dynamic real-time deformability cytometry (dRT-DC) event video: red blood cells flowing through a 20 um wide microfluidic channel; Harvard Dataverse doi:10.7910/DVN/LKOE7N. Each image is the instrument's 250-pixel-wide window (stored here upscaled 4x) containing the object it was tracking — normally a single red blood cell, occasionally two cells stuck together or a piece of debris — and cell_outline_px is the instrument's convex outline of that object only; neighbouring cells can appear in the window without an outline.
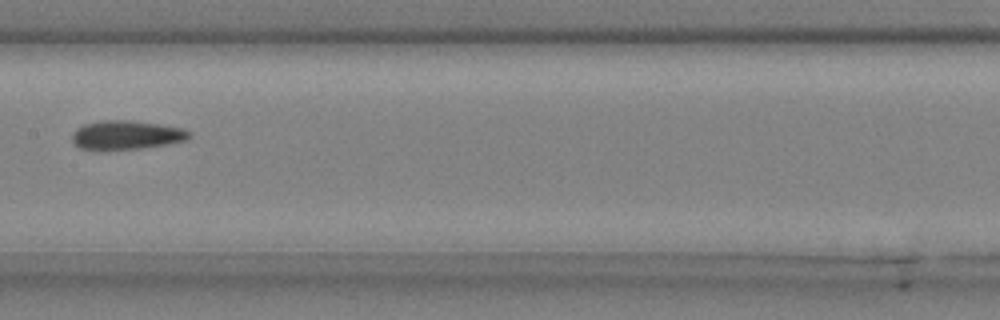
{"species": "common noctule bat (a hibernating species)", "species_latin": "Nyctalus noctula", "temperature_condition": "cold", "stored_images_in_passage": 8, "camera_frame_rate_fps": 3000, "um_per_image_px": 0.085, "animal": {"sex": "male", "body_mass_g": 20.4}, "frame": {"image": 1, "passage_image": 5, "time_ms": 1.333, "image_size_px": [1000, 320], "cell_outline_px": [[192, 136], [188, 140], [168, 144], [140, 148], [104, 152], [80, 148], [72, 140], [72, 132], [76, 128], [84, 124], [104, 120], [132, 120], [160, 124], [184, 128], [192, 132]], "centroid_in_image_um": [10.75, 11.49], "position_along_channel_um": 196.6, "area_um2": 20.4}}
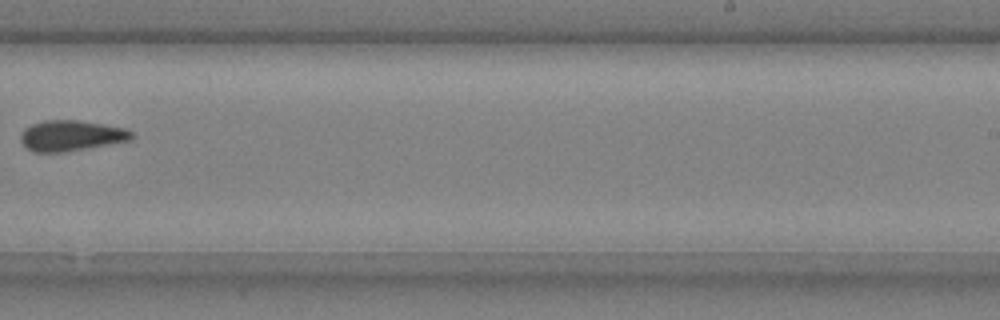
{"frame": {"image": 2, "passage_image": 7, "time_ms": 2.0, "image_size_px": [1000, 320], "cell_outline_px": [[136, 136], [132, 140], [64, 152], [32, 152], [24, 148], [20, 140], [20, 136], [24, 128], [32, 124], [44, 120], [80, 120], [128, 128]], "centroid_in_image_um": [6.05, 11.53], "position_along_channel_um": 282.9, "area_um2": 20.17}}
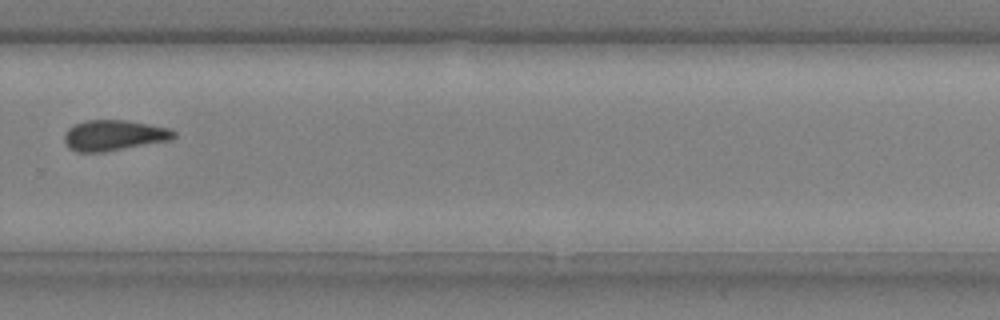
{"frame": {"image": 3, "passage_image": 8, "time_ms": 2.333, "image_size_px": [1000, 320], "cell_outline_px": [[176, 136], [172, 140], [104, 152], [76, 152], [68, 148], [64, 140], [64, 136], [68, 128], [72, 124], [84, 120], [128, 120], [168, 128], [176, 132]], "centroid_in_image_um": [9.66, 11.5], "position_along_channel_um": 320.1, "area_um2": 19.77}}